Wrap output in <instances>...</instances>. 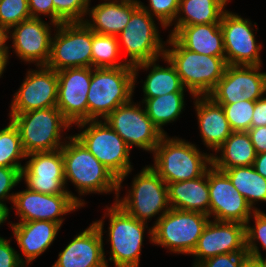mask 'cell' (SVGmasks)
Masks as SVG:
<instances>
[{"label":"cell","instance_id":"obj_43","mask_svg":"<svg viewBox=\"0 0 266 267\" xmlns=\"http://www.w3.org/2000/svg\"><path fill=\"white\" fill-rule=\"evenodd\" d=\"M31 18H41V14L49 16L50 21L55 23V9L53 0H28Z\"/></svg>","mask_w":266,"mask_h":267},{"label":"cell","instance_id":"obj_17","mask_svg":"<svg viewBox=\"0 0 266 267\" xmlns=\"http://www.w3.org/2000/svg\"><path fill=\"white\" fill-rule=\"evenodd\" d=\"M209 217L216 221L246 224L255 212L231 183L229 177L213 165L208 169Z\"/></svg>","mask_w":266,"mask_h":267},{"label":"cell","instance_id":"obj_28","mask_svg":"<svg viewBox=\"0 0 266 267\" xmlns=\"http://www.w3.org/2000/svg\"><path fill=\"white\" fill-rule=\"evenodd\" d=\"M184 48L203 55L225 57L220 24H197L180 27L172 35Z\"/></svg>","mask_w":266,"mask_h":267},{"label":"cell","instance_id":"obj_26","mask_svg":"<svg viewBox=\"0 0 266 267\" xmlns=\"http://www.w3.org/2000/svg\"><path fill=\"white\" fill-rule=\"evenodd\" d=\"M162 61L166 62L168 64L166 67L160 66L159 59L143 62L140 64H137L133 66L134 75H135V87L136 83L138 82L136 79H138V71L140 70H146V72L150 69L148 75L146 76V79L140 82L143 83L142 90H143V98H155L158 96H162L165 94H170L173 92H186L192 95H194L187 89L184 88V86L181 83L180 77L178 73L176 72V69L171 64L169 60H167L164 56L161 58ZM158 62V63H157Z\"/></svg>","mask_w":266,"mask_h":267},{"label":"cell","instance_id":"obj_39","mask_svg":"<svg viewBox=\"0 0 266 267\" xmlns=\"http://www.w3.org/2000/svg\"><path fill=\"white\" fill-rule=\"evenodd\" d=\"M28 0H0V24L9 29L30 19Z\"/></svg>","mask_w":266,"mask_h":267},{"label":"cell","instance_id":"obj_8","mask_svg":"<svg viewBox=\"0 0 266 267\" xmlns=\"http://www.w3.org/2000/svg\"><path fill=\"white\" fill-rule=\"evenodd\" d=\"M127 194L122 198L117 195L115 203L126 213L139 221L148 223L158 215L152 227L169 211L167 183L150 167L146 165L134 175ZM160 213V214H159Z\"/></svg>","mask_w":266,"mask_h":267},{"label":"cell","instance_id":"obj_33","mask_svg":"<svg viewBox=\"0 0 266 267\" xmlns=\"http://www.w3.org/2000/svg\"><path fill=\"white\" fill-rule=\"evenodd\" d=\"M120 48L117 36L92 31V68H116L131 66L125 59L119 60Z\"/></svg>","mask_w":266,"mask_h":267},{"label":"cell","instance_id":"obj_23","mask_svg":"<svg viewBox=\"0 0 266 267\" xmlns=\"http://www.w3.org/2000/svg\"><path fill=\"white\" fill-rule=\"evenodd\" d=\"M8 225L22 252V254L18 253L19 259L25 266L31 265L36 258L49 249L61 229L59 223L46 220L17 223L11 221Z\"/></svg>","mask_w":266,"mask_h":267},{"label":"cell","instance_id":"obj_32","mask_svg":"<svg viewBox=\"0 0 266 267\" xmlns=\"http://www.w3.org/2000/svg\"><path fill=\"white\" fill-rule=\"evenodd\" d=\"M230 179L234 187L246 199L254 211L258 202H266V178L260 175L253 166L233 167L221 170Z\"/></svg>","mask_w":266,"mask_h":267},{"label":"cell","instance_id":"obj_13","mask_svg":"<svg viewBox=\"0 0 266 267\" xmlns=\"http://www.w3.org/2000/svg\"><path fill=\"white\" fill-rule=\"evenodd\" d=\"M257 23L252 24L236 12L226 10L221 18L225 60L228 65L262 66L260 51L263 48L255 38Z\"/></svg>","mask_w":266,"mask_h":267},{"label":"cell","instance_id":"obj_15","mask_svg":"<svg viewBox=\"0 0 266 267\" xmlns=\"http://www.w3.org/2000/svg\"><path fill=\"white\" fill-rule=\"evenodd\" d=\"M23 83L13 94L9 114L55 107L58 98L57 71L47 66L28 69Z\"/></svg>","mask_w":266,"mask_h":267},{"label":"cell","instance_id":"obj_29","mask_svg":"<svg viewBox=\"0 0 266 267\" xmlns=\"http://www.w3.org/2000/svg\"><path fill=\"white\" fill-rule=\"evenodd\" d=\"M229 0H180L175 21L170 25L173 35L180 27L197 24H220Z\"/></svg>","mask_w":266,"mask_h":267},{"label":"cell","instance_id":"obj_10","mask_svg":"<svg viewBox=\"0 0 266 267\" xmlns=\"http://www.w3.org/2000/svg\"><path fill=\"white\" fill-rule=\"evenodd\" d=\"M157 19L138 6L129 23L117 36L120 52L125 50L128 65L160 59L164 56L166 42L160 37Z\"/></svg>","mask_w":266,"mask_h":267},{"label":"cell","instance_id":"obj_24","mask_svg":"<svg viewBox=\"0 0 266 267\" xmlns=\"http://www.w3.org/2000/svg\"><path fill=\"white\" fill-rule=\"evenodd\" d=\"M198 128L203 144L215 152L233 132L221 105L209 96H194Z\"/></svg>","mask_w":266,"mask_h":267},{"label":"cell","instance_id":"obj_12","mask_svg":"<svg viewBox=\"0 0 266 267\" xmlns=\"http://www.w3.org/2000/svg\"><path fill=\"white\" fill-rule=\"evenodd\" d=\"M104 121L131 149L135 146L153 153L164 136L148 117L142 102L134 103L133 99L117 107Z\"/></svg>","mask_w":266,"mask_h":267},{"label":"cell","instance_id":"obj_6","mask_svg":"<svg viewBox=\"0 0 266 267\" xmlns=\"http://www.w3.org/2000/svg\"><path fill=\"white\" fill-rule=\"evenodd\" d=\"M134 90L133 66L92 68L87 95L88 120H104L117 107L130 102Z\"/></svg>","mask_w":266,"mask_h":267},{"label":"cell","instance_id":"obj_9","mask_svg":"<svg viewBox=\"0 0 266 267\" xmlns=\"http://www.w3.org/2000/svg\"><path fill=\"white\" fill-rule=\"evenodd\" d=\"M208 215L171 208L153 226V245L190 255L209 222Z\"/></svg>","mask_w":266,"mask_h":267},{"label":"cell","instance_id":"obj_30","mask_svg":"<svg viewBox=\"0 0 266 267\" xmlns=\"http://www.w3.org/2000/svg\"><path fill=\"white\" fill-rule=\"evenodd\" d=\"M215 153L212 165L218 170L253 166L257 155L248 133L243 131H233Z\"/></svg>","mask_w":266,"mask_h":267},{"label":"cell","instance_id":"obj_20","mask_svg":"<svg viewBox=\"0 0 266 267\" xmlns=\"http://www.w3.org/2000/svg\"><path fill=\"white\" fill-rule=\"evenodd\" d=\"M21 180L29 190L44 194H69L66 190L61 149L26 155Z\"/></svg>","mask_w":266,"mask_h":267},{"label":"cell","instance_id":"obj_21","mask_svg":"<svg viewBox=\"0 0 266 267\" xmlns=\"http://www.w3.org/2000/svg\"><path fill=\"white\" fill-rule=\"evenodd\" d=\"M58 98L56 107L73 125L88 120L87 95L92 67L67 68L57 72Z\"/></svg>","mask_w":266,"mask_h":267},{"label":"cell","instance_id":"obj_34","mask_svg":"<svg viewBox=\"0 0 266 267\" xmlns=\"http://www.w3.org/2000/svg\"><path fill=\"white\" fill-rule=\"evenodd\" d=\"M26 159L20 134L17 127L9 119V123L0 129V166L23 168L21 161Z\"/></svg>","mask_w":266,"mask_h":267},{"label":"cell","instance_id":"obj_44","mask_svg":"<svg viewBox=\"0 0 266 267\" xmlns=\"http://www.w3.org/2000/svg\"><path fill=\"white\" fill-rule=\"evenodd\" d=\"M247 133L256 153L266 152V126L251 127Z\"/></svg>","mask_w":266,"mask_h":267},{"label":"cell","instance_id":"obj_16","mask_svg":"<svg viewBox=\"0 0 266 267\" xmlns=\"http://www.w3.org/2000/svg\"><path fill=\"white\" fill-rule=\"evenodd\" d=\"M10 209L16 211L18 222L46 220L59 223L61 226L64 215L76 211L82 206L70 194H44L26 188L15 192Z\"/></svg>","mask_w":266,"mask_h":267},{"label":"cell","instance_id":"obj_49","mask_svg":"<svg viewBox=\"0 0 266 267\" xmlns=\"http://www.w3.org/2000/svg\"><path fill=\"white\" fill-rule=\"evenodd\" d=\"M10 210L7 205L0 203V227L9 219Z\"/></svg>","mask_w":266,"mask_h":267},{"label":"cell","instance_id":"obj_36","mask_svg":"<svg viewBox=\"0 0 266 267\" xmlns=\"http://www.w3.org/2000/svg\"><path fill=\"white\" fill-rule=\"evenodd\" d=\"M219 105L222 106L232 131L247 132L251 128L254 101L240 100L233 104Z\"/></svg>","mask_w":266,"mask_h":267},{"label":"cell","instance_id":"obj_18","mask_svg":"<svg viewBox=\"0 0 266 267\" xmlns=\"http://www.w3.org/2000/svg\"><path fill=\"white\" fill-rule=\"evenodd\" d=\"M45 22L42 18H30L12 26L9 39L12 41L13 53L25 63L35 66H46L51 53L52 21ZM52 25V26H50ZM12 30V31H11Z\"/></svg>","mask_w":266,"mask_h":267},{"label":"cell","instance_id":"obj_38","mask_svg":"<svg viewBox=\"0 0 266 267\" xmlns=\"http://www.w3.org/2000/svg\"><path fill=\"white\" fill-rule=\"evenodd\" d=\"M148 3L146 6L138 0L139 6L157 19L160 28H170L177 16L180 0H148Z\"/></svg>","mask_w":266,"mask_h":267},{"label":"cell","instance_id":"obj_50","mask_svg":"<svg viewBox=\"0 0 266 267\" xmlns=\"http://www.w3.org/2000/svg\"><path fill=\"white\" fill-rule=\"evenodd\" d=\"M9 64V60L0 52V78L5 72L6 66Z\"/></svg>","mask_w":266,"mask_h":267},{"label":"cell","instance_id":"obj_4","mask_svg":"<svg viewBox=\"0 0 266 267\" xmlns=\"http://www.w3.org/2000/svg\"><path fill=\"white\" fill-rule=\"evenodd\" d=\"M8 116L19 131L26 155L61 149L71 136H64L72 124L56 106Z\"/></svg>","mask_w":266,"mask_h":267},{"label":"cell","instance_id":"obj_48","mask_svg":"<svg viewBox=\"0 0 266 267\" xmlns=\"http://www.w3.org/2000/svg\"><path fill=\"white\" fill-rule=\"evenodd\" d=\"M240 267H265V261L248 256Z\"/></svg>","mask_w":266,"mask_h":267},{"label":"cell","instance_id":"obj_5","mask_svg":"<svg viewBox=\"0 0 266 267\" xmlns=\"http://www.w3.org/2000/svg\"><path fill=\"white\" fill-rule=\"evenodd\" d=\"M75 126L80 131L74 136L118 178L120 194L123 181L133 170L131 148L104 120L82 121Z\"/></svg>","mask_w":266,"mask_h":267},{"label":"cell","instance_id":"obj_47","mask_svg":"<svg viewBox=\"0 0 266 267\" xmlns=\"http://www.w3.org/2000/svg\"><path fill=\"white\" fill-rule=\"evenodd\" d=\"M253 167L260 175L266 178V152L256 155Z\"/></svg>","mask_w":266,"mask_h":267},{"label":"cell","instance_id":"obj_19","mask_svg":"<svg viewBox=\"0 0 266 267\" xmlns=\"http://www.w3.org/2000/svg\"><path fill=\"white\" fill-rule=\"evenodd\" d=\"M104 222V218L92 221L76 234L51 267H109L104 249Z\"/></svg>","mask_w":266,"mask_h":267},{"label":"cell","instance_id":"obj_41","mask_svg":"<svg viewBox=\"0 0 266 267\" xmlns=\"http://www.w3.org/2000/svg\"><path fill=\"white\" fill-rule=\"evenodd\" d=\"M248 253H226L207 258L194 267H240Z\"/></svg>","mask_w":266,"mask_h":267},{"label":"cell","instance_id":"obj_35","mask_svg":"<svg viewBox=\"0 0 266 267\" xmlns=\"http://www.w3.org/2000/svg\"><path fill=\"white\" fill-rule=\"evenodd\" d=\"M254 219L255 225H250V220ZM246 250L249 256L266 261V257L259 250V245L266 252V213L255 211L245 224Z\"/></svg>","mask_w":266,"mask_h":267},{"label":"cell","instance_id":"obj_40","mask_svg":"<svg viewBox=\"0 0 266 267\" xmlns=\"http://www.w3.org/2000/svg\"><path fill=\"white\" fill-rule=\"evenodd\" d=\"M22 168H9L0 166V203L6 205L5 201L13 203L15 193L11 192L21 180ZM11 192V193H10Z\"/></svg>","mask_w":266,"mask_h":267},{"label":"cell","instance_id":"obj_45","mask_svg":"<svg viewBox=\"0 0 266 267\" xmlns=\"http://www.w3.org/2000/svg\"><path fill=\"white\" fill-rule=\"evenodd\" d=\"M266 126V94L254 101L251 127Z\"/></svg>","mask_w":266,"mask_h":267},{"label":"cell","instance_id":"obj_2","mask_svg":"<svg viewBox=\"0 0 266 267\" xmlns=\"http://www.w3.org/2000/svg\"><path fill=\"white\" fill-rule=\"evenodd\" d=\"M150 167L168 184L204 175L212 166V153L179 137L164 135L153 151Z\"/></svg>","mask_w":266,"mask_h":267},{"label":"cell","instance_id":"obj_14","mask_svg":"<svg viewBox=\"0 0 266 267\" xmlns=\"http://www.w3.org/2000/svg\"><path fill=\"white\" fill-rule=\"evenodd\" d=\"M260 66L227 65L223 77L207 95L218 104L256 101L266 94V72Z\"/></svg>","mask_w":266,"mask_h":267},{"label":"cell","instance_id":"obj_1","mask_svg":"<svg viewBox=\"0 0 266 267\" xmlns=\"http://www.w3.org/2000/svg\"><path fill=\"white\" fill-rule=\"evenodd\" d=\"M64 161V175L67 192L83 207L87 194L118 195V178L105 167L74 135L61 148ZM71 181V182H70ZM68 182L76 187L79 196L69 191Z\"/></svg>","mask_w":266,"mask_h":267},{"label":"cell","instance_id":"obj_31","mask_svg":"<svg viewBox=\"0 0 266 267\" xmlns=\"http://www.w3.org/2000/svg\"><path fill=\"white\" fill-rule=\"evenodd\" d=\"M185 92H173L155 98H142L148 117L164 135L163 126L178 119L185 109Z\"/></svg>","mask_w":266,"mask_h":267},{"label":"cell","instance_id":"obj_25","mask_svg":"<svg viewBox=\"0 0 266 267\" xmlns=\"http://www.w3.org/2000/svg\"><path fill=\"white\" fill-rule=\"evenodd\" d=\"M138 6L136 1L104 0L95 6H89L84 23L95 33L118 36Z\"/></svg>","mask_w":266,"mask_h":267},{"label":"cell","instance_id":"obj_3","mask_svg":"<svg viewBox=\"0 0 266 267\" xmlns=\"http://www.w3.org/2000/svg\"><path fill=\"white\" fill-rule=\"evenodd\" d=\"M168 36L164 57L176 69L182 85L194 96H207L224 75L228 65L225 57L192 52Z\"/></svg>","mask_w":266,"mask_h":267},{"label":"cell","instance_id":"obj_27","mask_svg":"<svg viewBox=\"0 0 266 267\" xmlns=\"http://www.w3.org/2000/svg\"><path fill=\"white\" fill-rule=\"evenodd\" d=\"M167 187L170 208L209 216L208 170L200 177L168 183Z\"/></svg>","mask_w":266,"mask_h":267},{"label":"cell","instance_id":"obj_46","mask_svg":"<svg viewBox=\"0 0 266 267\" xmlns=\"http://www.w3.org/2000/svg\"><path fill=\"white\" fill-rule=\"evenodd\" d=\"M9 28L0 24V52L9 60V46L7 45L9 39Z\"/></svg>","mask_w":266,"mask_h":267},{"label":"cell","instance_id":"obj_11","mask_svg":"<svg viewBox=\"0 0 266 267\" xmlns=\"http://www.w3.org/2000/svg\"><path fill=\"white\" fill-rule=\"evenodd\" d=\"M54 28L47 67H92V30L84 22H63Z\"/></svg>","mask_w":266,"mask_h":267},{"label":"cell","instance_id":"obj_7","mask_svg":"<svg viewBox=\"0 0 266 267\" xmlns=\"http://www.w3.org/2000/svg\"><path fill=\"white\" fill-rule=\"evenodd\" d=\"M101 218H109L107 243L109 242L110 256L108 261L115 267H139L142 245H144L145 230H148L149 241L153 244V227L139 221L126 213L115 202L105 207Z\"/></svg>","mask_w":266,"mask_h":267},{"label":"cell","instance_id":"obj_37","mask_svg":"<svg viewBox=\"0 0 266 267\" xmlns=\"http://www.w3.org/2000/svg\"><path fill=\"white\" fill-rule=\"evenodd\" d=\"M91 0H53L55 24L84 22Z\"/></svg>","mask_w":266,"mask_h":267},{"label":"cell","instance_id":"obj_42","mask_svg":"<svg viewBox=\"0 0 266 267\" xmlns=\"http://www.w3.org/2000/svg\"><path fill=\"white\" fill-rule=\"evenodd\" d=\"M10 243L11 238L0 236V267H28L20 261L19 252Z\"/></svg>","mask_w":266,"mask_h":267},{"label":"cell","instance_id":"obj_22","mask_svg":"<svg viewBox=\"0 0 266 267\" xmlns=\"http://www.w3.org/2000/svg\"><path fill=\"white\" fill-rule=\"evenodd\" d=\"M226 253H247L245 225L210 219L190 254L195 258L192 267L207 258Z\"/></svg>","mask_w":266,"mask_h":267}]
</instances>
